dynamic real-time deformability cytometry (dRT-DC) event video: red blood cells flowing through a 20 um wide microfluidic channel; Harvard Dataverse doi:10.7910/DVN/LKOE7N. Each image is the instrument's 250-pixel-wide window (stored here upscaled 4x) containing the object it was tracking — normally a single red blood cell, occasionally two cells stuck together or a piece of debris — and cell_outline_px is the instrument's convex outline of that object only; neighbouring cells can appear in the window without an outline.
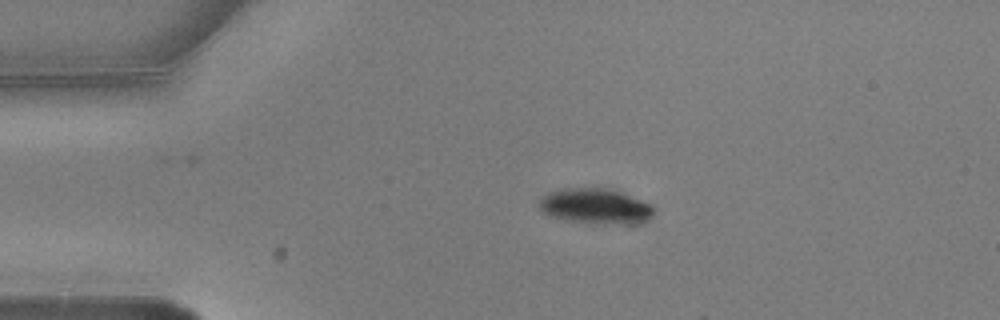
{"species": "common noctule bat (a hibernating species)", "species_latin": "Nyctalus noctula", "temperature_condition": "warm", "stored_images_in_passage": 3, "camera_frame_rate_fps": 3000, "um_per_image_px": 0.085, "animal": {"sex": "male", "body_mass_g": 20.5, "forearm_length_mm": 52.5}, "frame": {"image": 1, "passage_image": 1, "time_ms": 0.0, "image_size_px": [1000, 320], "cell_outline_px": [[656, 212], [648, 220], [636, 224], [604, 224], [564, 220], [548, 216], [536, 204], [540, 196], [548, 192], [560, 188], [616, 188], [652, 204], [656, 208]], "centroid_in_image_um": [50.64, 17.51], "position_along_channel_um": 34.4, "area_um2": 24.62}}
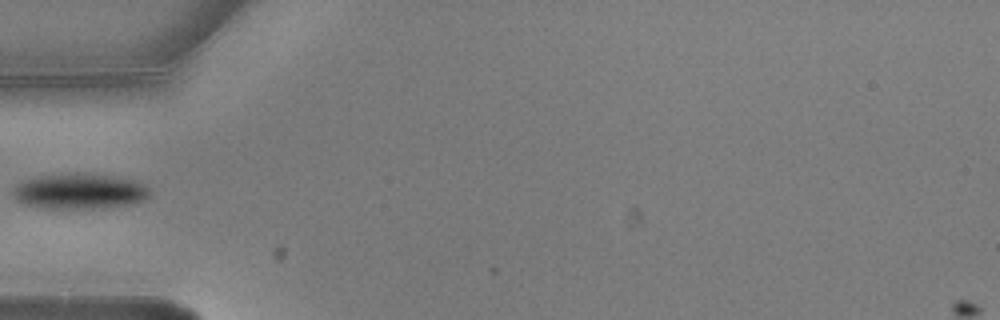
{"frame": {"image": 2, "passage_image": 2, "time_ms": 0.333, "image_size_px": [1000, 320], "cell_outline_px": [[148, 196], [144, 200], [128, 204], [104, 208], [36, 208], [20, 204], [16, 200], [12, 192], [12, 188], [16, 184], [24, 180], [36, 176], [76, 172], [84, 172], [112, 176], [132, 180], [148, 188]], "centroid_in_image_um": [6.65, 16.25], "position_along_channel_um": 78.4, "area_um2": 28.55}}